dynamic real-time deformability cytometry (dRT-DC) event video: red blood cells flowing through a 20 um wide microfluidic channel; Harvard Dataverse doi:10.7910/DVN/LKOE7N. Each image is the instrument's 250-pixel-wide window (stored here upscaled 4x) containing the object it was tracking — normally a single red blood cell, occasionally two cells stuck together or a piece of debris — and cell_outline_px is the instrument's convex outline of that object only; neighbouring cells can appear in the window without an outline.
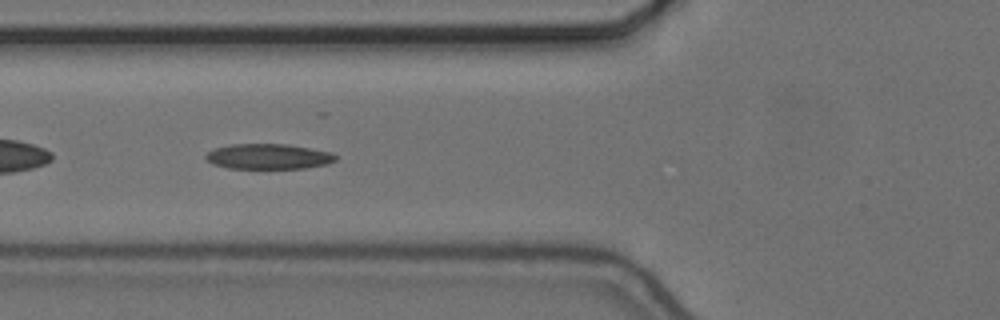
{"species": "common noctule bat (a hibernating species)", "species_latin": "Nyctalus noctula", "temperature_condition": "cold", "stored_images_in_passage": 57, "segment_of_instrument_passage": [2, 2], "camera_frame_rate_fps": 3000, "um_per_image_px": 0.085, "animal": {"sex": "female", "body_mass_g": 24.6, "forearm_length_mm": 56.2}, "frame": {"image": 1, "passage_image": 22, "time_ms": 7.0, "image_size_px": [1000, 320], "cell_outline_px": [[336, 160], [328, 164], [304, 168], [228, 168], [212, 164], [204, 156], [208, 152], [216, 148], [232, 144], [288, 144], [332, 152], [336, 156]], "centroid_in_image_um": [22.83, 13.3], "position_along_channel_um": 103.0, "area_um2": 19.07}}
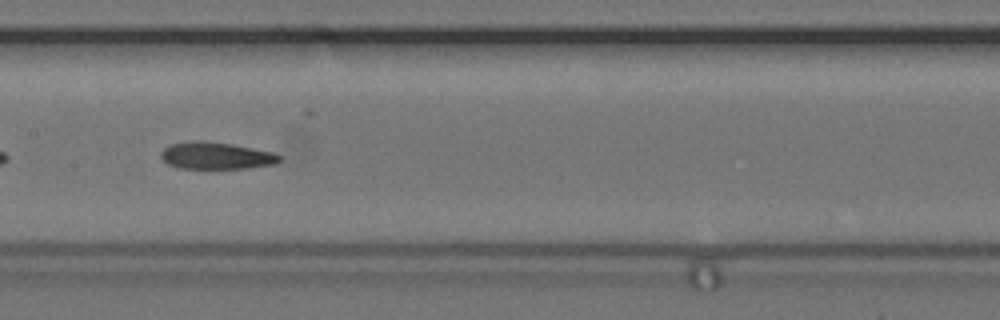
{"frame": {"image": 2, "passage_image": 29, "time_ms": 9.333, "image_size_px": [1000, 320], "cell_outline_px": [[280, 160], [276, 164], [248, 168], [180, 168], [168, 164], [160, 156], [160, 152], [168, 144], [196, 140], [200, 140], [232, 144], [272, 152], [280, 156]], "centroid_in_image_um": [18.34, 13.23], "position_along_channel_um": 189.1, "area_um2": 18.61}}
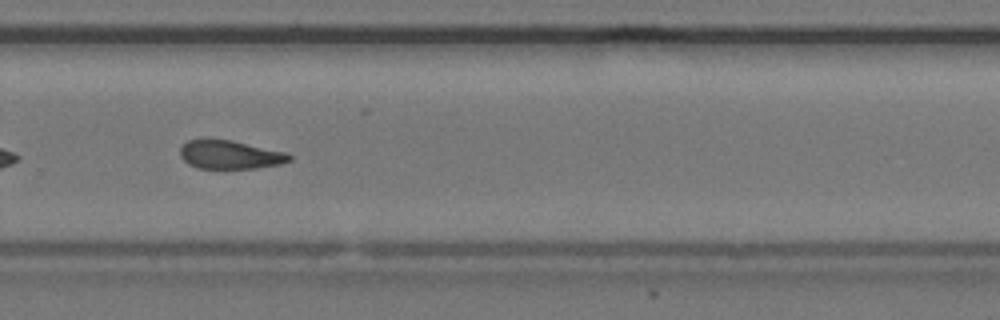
{"frame": {"image": 3, "passage_image": 39, "time_ms": 12.667, "image_size_px": [1000, 320], "cell_outline_px": [[292, 160], [280, 164], [256, 168], [196, 168], [188, 164], [180, 156], [180, 148], [188, 140], [232, 140], [284, 152], [292, 156]], "centroid_in_image_um": [19.55, 13.16], "position_along_channel_um": 310.3, "area_um2": 17.92}}